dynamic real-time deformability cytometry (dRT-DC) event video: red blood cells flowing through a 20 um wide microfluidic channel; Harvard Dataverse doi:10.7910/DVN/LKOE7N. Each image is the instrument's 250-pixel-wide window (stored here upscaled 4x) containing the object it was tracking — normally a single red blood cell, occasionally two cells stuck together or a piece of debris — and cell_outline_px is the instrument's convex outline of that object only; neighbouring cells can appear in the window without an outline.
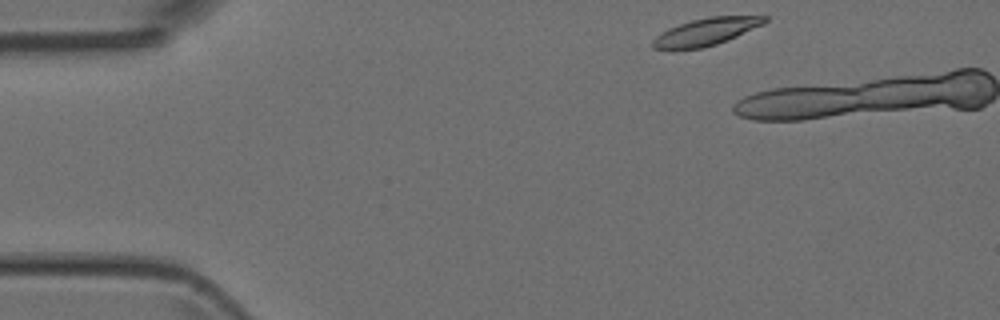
{"species": "Egyptian fruit bat (a non-hibernating species)", "species_latin": "Rousettus aegyptiacus", "temperature_condition": "room temperature", "stored_images_in_passage": 2, "camera_frame_rate_fps": 3000, "um_per_image_px": 0.085, "animal": {"sex": "female"}, "frame": {"image": 1, "passage_image": 1, "time_ms": 0.0, "image_size_px": [1000, 320], "cell_outline_px": [[768, 20], [764, 24], [728, 40], [704, 48], [652, 48], [652, 40], [660, 32], [668, 28], [692, 20], [708, 16], [768, 16]], "centroid_in_image_um": [60.04, 2.68], "position_along_channel_um": 25.0, "area_um2": 17.63}}